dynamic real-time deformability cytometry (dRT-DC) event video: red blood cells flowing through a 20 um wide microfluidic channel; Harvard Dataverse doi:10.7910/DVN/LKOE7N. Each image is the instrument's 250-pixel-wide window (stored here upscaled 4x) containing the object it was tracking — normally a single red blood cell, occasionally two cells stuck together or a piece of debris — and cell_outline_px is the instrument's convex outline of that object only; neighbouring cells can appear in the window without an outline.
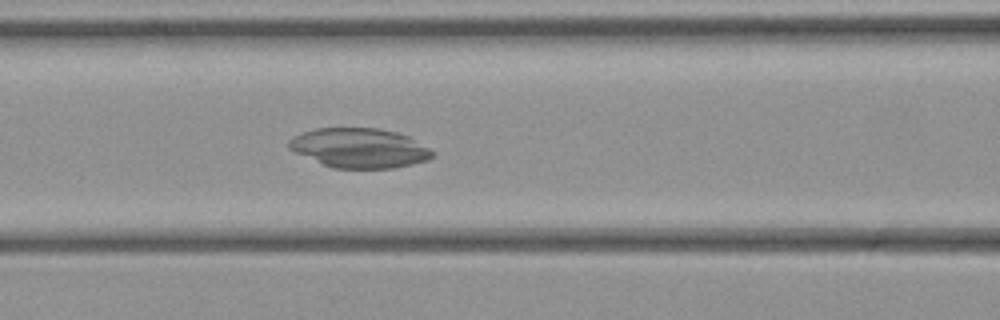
{"species": "common noctule bat (a hibernating species)", "species_latin": "Nyctalus noctula", "temperature_condition": "cold", "stored_images_in_passage": 45, "camera_frame_rate_fps": 3000, "um_per_image_px": 0.085, "animal": {"sex": "female", "body_mass_g": 21.9}, "frame": {"image": 1, "passage_image": 19, "time_ms": 6.0, "image_size_px": [1000, 320], "cell_outline_px": [[436, 152], [428, 160], [412, 164], [392, 168], [332, 168], [296, 152], [288, 148], [288, 140], [292, 136], [316, 128], [380, 128], [396, 132], [408, 136]], "centroid_in_image_um": [30.56, 12.57], "position_along_channel_um": 136.0, "area_um2": 33.0}}
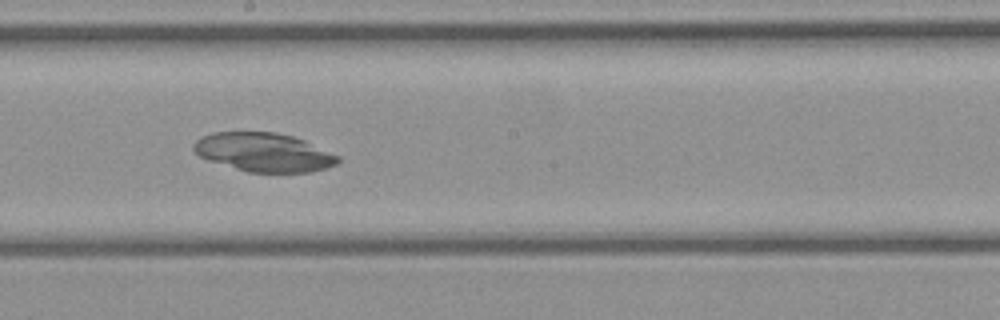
{"frame": {"image": 2, "passage_image": 25, "time_ms": 8.0, "image_size_px": [1000, 320], "cell_outline_px": [[340, 160], [336, 164], [328, 168], [312, 172], [248, 172], [208, 160], [200, 156], [192, 148], [192, 144], [200, 136], [212, 132], [276, 132], [292, 136], [304, 140], [340, 156]], "centroid_in_image_um": [22.42, 12.94], "position_along_channel_um": 225.8, "area_um2": 32.66}}